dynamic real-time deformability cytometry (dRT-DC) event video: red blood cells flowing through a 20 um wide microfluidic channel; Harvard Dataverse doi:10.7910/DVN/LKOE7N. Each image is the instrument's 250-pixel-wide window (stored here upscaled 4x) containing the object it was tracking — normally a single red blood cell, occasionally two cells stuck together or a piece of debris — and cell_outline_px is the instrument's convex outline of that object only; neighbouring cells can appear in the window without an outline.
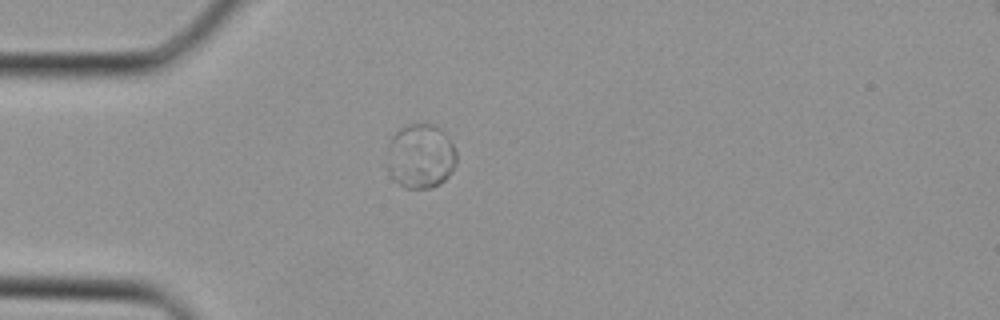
{"species": "Egyptian fruit bat (a non-hibernating species)", "species_latin": "Rousettus aegyptiacus", "temperature_condition": "cold", "stored_images_in_passage": 28, "segment_of_instrument_passage": [1, 3], "camera_frame_rate_fps": 3000, "um_per_image_px": 0.085, "animal": {"sex": "female"}, "frame": {"image": 1, "passage_image": 1, "time_ms": 0.0, "image_size_px": [1000, 320], "cell_outline_px": [[456, 164], [452, 172], [440, 184], [432, 188], [404, 188], [392, 180], [388, 172], [388, 164], [448, 140], [452, 144], [456, 152]], "centroid_in_image_um": [36.09, 14.2], "position_along_channel_um": 48.9, "area_um2": 15.84}}
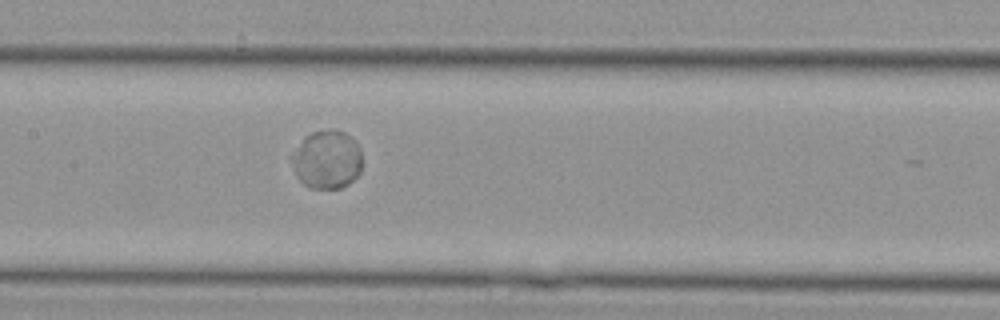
{"frame": {"image": 2, "passage_image": 9, "time_ms": 2.667, "image_size_px": [1000, 320], "cell_outline_px": [[360, 172], [348, 184], [340, 188], [308, 188], [300, 180], [296, 172], [292, 156], [304, 136], [312, 132], [332, 128], [344, 132], [352, 136], [360, 148]], "centroid_in_image_um": [27.81, 13.54], "position_along_channel_um": 179.6, "area_um2": 23.7}}
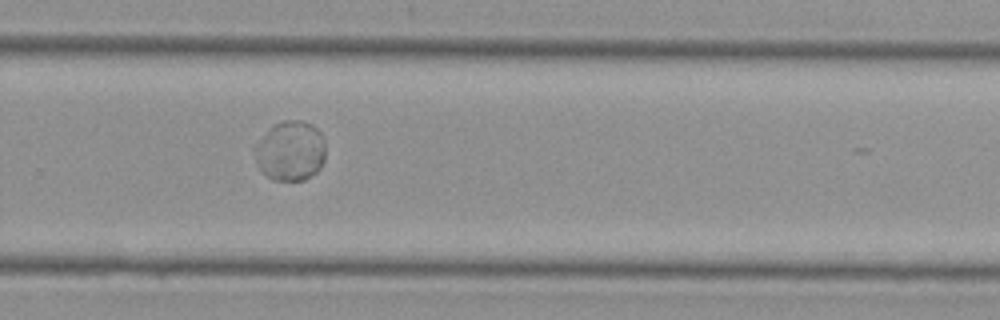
{"frame": {"image": 3, "passage_image": 16, "time_ms": 5.0, "image_size_px": [1000, 320], "cell_outline_px": [[324, 160], [320, 168], [316, 172], [304, 180], [272, 180], [256, 164], [256, 156], [264, 136], [272, 124], [284, 120], [300, 120], [312, 124], [320, 132], [324, 140]], "centroid_in_image_um": [24.75, 12.82], "position_along_channel_um": 305.1, "area_um2": 24.1}}